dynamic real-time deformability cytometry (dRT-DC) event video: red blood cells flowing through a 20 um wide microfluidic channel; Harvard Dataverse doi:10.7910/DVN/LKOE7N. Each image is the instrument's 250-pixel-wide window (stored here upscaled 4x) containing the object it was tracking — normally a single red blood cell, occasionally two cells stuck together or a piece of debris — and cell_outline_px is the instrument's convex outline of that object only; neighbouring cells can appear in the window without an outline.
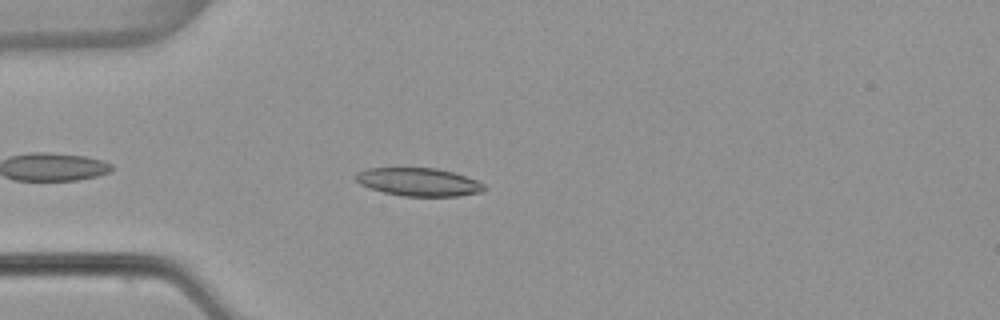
{"species": "common noctule bat (a hibernating species)", "species_latin": "Nyctalus noctula", "temperature_condition": "warm", "stored_images_in_passage": 16, "camera_frame_rate_fps": 3000, "um_per_image_px": 0.085, "animal": {"sex": "female", "body_mass_g": 22.7, "forearm_length_mm": 54.2}, "frame": {"image": 1, "passage_image": 5, "time_ms": 1.333, "image_size_px": [1000, 320], "cell_outline_px": [[484, 192], [456, 196], [400, 196], [384, 192], [360, 184], [356, 180], [356, 172], [368, 168], [436, 168], [452, 172], [476, 180], [484, 184]], "centroid_in_image_um": [35.58, 15.47], "position_along_channel_um": 49.4, "area_um2": 20.87}}
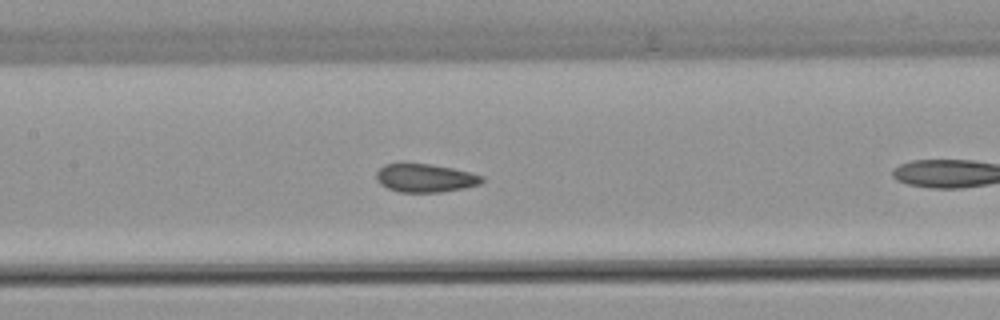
{"frame": {"image": 2, "passage_image": 12, "time_ms": 3.667, "image_size_px": [1000, 320], "cell_outline_px": [[484, 180], [480, 184], [464, 188], [440, 192], [400, 192], [388, 188], [380, 184], [376, 180], [376, 172], [384, 164], [404, 160], [452, 168], [484, 176]], "centroid_in_image_um": [36.08, 15.09], "position_along_channel_um": 171.3, "area_um2": 17.92}}